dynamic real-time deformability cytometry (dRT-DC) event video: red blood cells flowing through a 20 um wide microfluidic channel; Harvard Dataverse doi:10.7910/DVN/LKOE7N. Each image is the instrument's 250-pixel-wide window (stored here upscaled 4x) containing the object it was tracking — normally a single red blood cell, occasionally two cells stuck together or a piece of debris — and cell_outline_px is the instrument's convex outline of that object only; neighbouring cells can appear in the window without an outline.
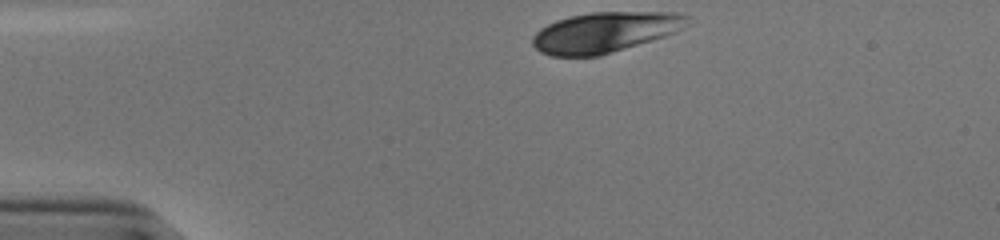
{"species": "human", "species_latin": "Homo sapiens", "temperature_condition": "cold", "stored_images_in_passage": 33, "camera_frame_rate_fps": 3000, "um_per_image_px": 0.085, "donor": {"sex": "male"}, "frame": {"image": 1, "passage_image": 1, "time_ms": 0.0, "image_size_px": [1000, 240], "cell_outline_px": [[696, 20], [684, 28], [676, 32], [652, 40], [600, 56], [552, 56], [540, 52], [532, 44], [532, 36], [540, 28], [556, 20], [568, 16], [592, 12], [676, 12], [688, 16]], "centroid_in_image_um": [51.46, 2.73], "position_along_channel_um": 33.5, "area_um2": 36.82}}
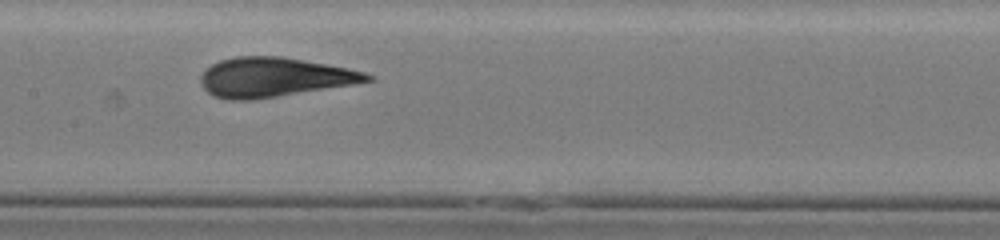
{"frame": {"image": 2, "passage_image": 17, "time_ms": 5.333, "image_size_px": [1000, 240], "cell_outline_px": [[376, 80], [352, 84], [252, 100], [228, 100], [212, 96], [204, 88], [200, 80], [200, 76], [204, 68], [220, 60], [236, 56], [280, 56], [328, 64], [348, 68], [364, 72], [376, 76]], "centroid_in_image_um": [23.28, 6.56], "position_along_channel_um": 184.1, "area_um2": 38.26}}
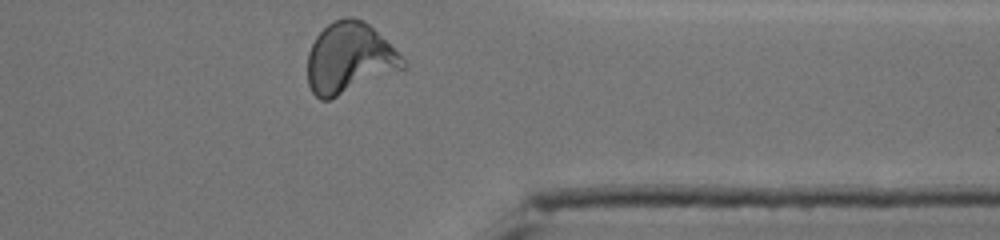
{"frame": {"image": 3, "passage_image": 33, "time_ms": 10.667, "image_size_px": [1000, 240], "cell_outline_px": [[408, 64], [404, 68], [328, 100], [320, 100], [312, 92], [308, 84], [308, 52], [316, 36], [328, 24], [336, 20], [348, 16], [352, 16], [368, 24]], "centroid_in_image_um": [29.65, 4.96], "position_along_channel_um": 381.8, "area_um2": 38.44}, "authors_computed_cell_mechanics": {"area_um2": 37.859, "velocity_mm_per_s": 3.8386, "shape_relaxation_time_tau1_ms": 5.0698, "shape_relaxation_time_tau2_ms": 1.0691, "deformation_change_tau1": 0.1398, "deformation_change_tau2": 0.0433}}